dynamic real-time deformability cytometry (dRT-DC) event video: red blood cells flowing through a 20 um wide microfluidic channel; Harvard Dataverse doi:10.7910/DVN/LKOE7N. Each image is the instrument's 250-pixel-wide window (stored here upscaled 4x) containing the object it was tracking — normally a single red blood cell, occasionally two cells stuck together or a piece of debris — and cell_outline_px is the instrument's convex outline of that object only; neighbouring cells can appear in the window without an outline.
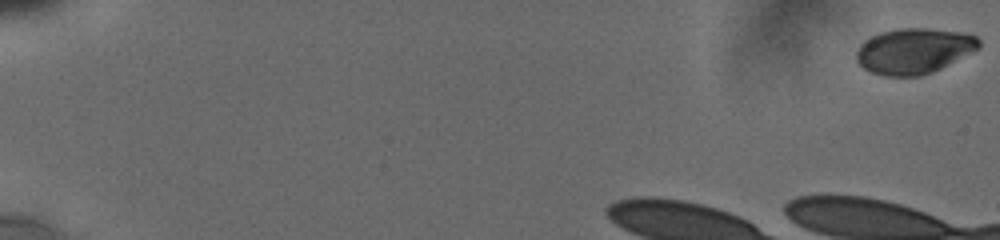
{"species": "human", "species_latin": "Homo sapiens", "temperature_condition": "cold", "stored_images_in_passage": 6, "camera_frame_rate_fps": 3000, "um_per_image_px": 0.085, "donor": {"sex": "male"}, "frame": {"image": 1, "passage_image": 1, "time_ms": 0.0, "image_size_px": [1000, 240], "cell_outline_px": [[980, 48], [932, 72], [920, 76], [884, 76], [872, 72], [864, 68], [856, 60], [856, 52], [860, 44], [864, 40], [880, 32], [900, 28], [928, 28], [960, 32], [976, 36], [980, 40]], "centroid_in_image_um": [77.67, 4.32], "position_along_channel_um": 7.3, "area_um2": 32.43}}